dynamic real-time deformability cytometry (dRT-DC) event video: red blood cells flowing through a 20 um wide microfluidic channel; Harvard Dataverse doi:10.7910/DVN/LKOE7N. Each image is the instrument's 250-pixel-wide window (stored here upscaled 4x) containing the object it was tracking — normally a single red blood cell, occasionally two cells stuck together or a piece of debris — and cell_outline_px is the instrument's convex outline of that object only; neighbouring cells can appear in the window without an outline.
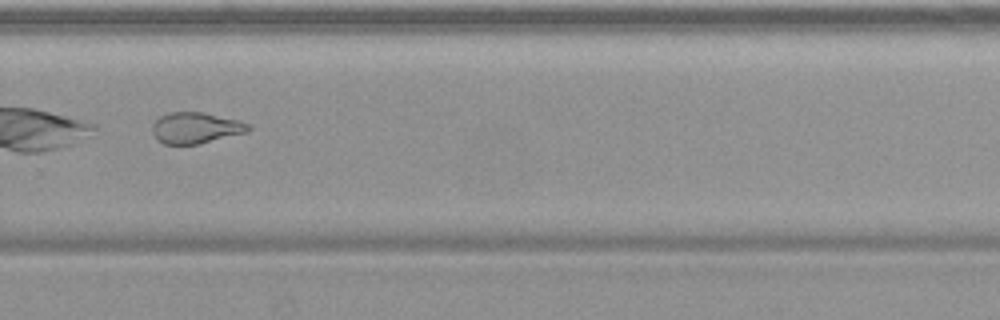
{"species": "common noctule bat (a hibernating species)", "species_latin": "Nyctalus noctula", "temperature_condition": "warm", "stored_images_in_passage": 53, "camera_frame_rate_fps": 3000, "um_per_image_px": 0.085, "animal": {"sex": "female", "body_mass_g": 19.9}, "frame": {"image": 1, "passage_image": 38, "time_ms": 12.333, "image_size_px": [1000, 320], "cell_outline_px": [[252, 128], [248, 132], [196, 144], [164, 144], [156, 140], [152, 132], [152, 124], [160, 116], [168, 112], [200, 112], [240, 120], [248, 124]], "centroid_in_image_um": [16.61, 10.87], "position_along_channel_um": 313.2, "area_um2": 17.4}}